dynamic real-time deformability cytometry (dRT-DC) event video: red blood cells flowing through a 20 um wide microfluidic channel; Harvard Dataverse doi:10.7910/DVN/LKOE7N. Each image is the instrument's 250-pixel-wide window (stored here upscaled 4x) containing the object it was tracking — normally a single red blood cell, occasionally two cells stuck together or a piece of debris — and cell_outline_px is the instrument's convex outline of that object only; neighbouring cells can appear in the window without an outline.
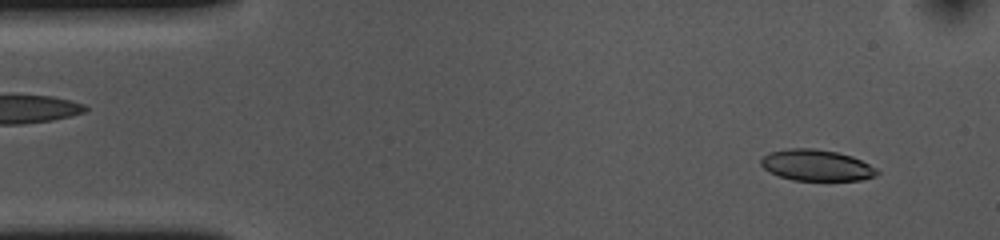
{"species": "common noctule bat (a hibernating species)", "species_latin": "Nyctalus noctula", "temperature_condition": "cold", "stored_images_in_passage": 52, "camera_frame_rate_fps": 3000, "um_per_image_px": 0.085, "animal": {"sex": "female", "body_mass_g": 10.0, "forearm_length_mm": 53.1}, "frame": {"image": 1, "passage_image": 3, "time_ms": 0.667, "image_size_px": [1000, 240], "cell_outline_px": [[880, 172], [876, 176], [860, 180], [792, 180], [768, 172], [760, 164], [760, 160], [764, 156], [772, 152], [788, 148], [812, 148], [836, 152], [852, 156], [876, 168]], "centroid_in_image_um": [69.4, 14.05], "position_along_channel_um": 15.6, "area_um2": 20.98}}
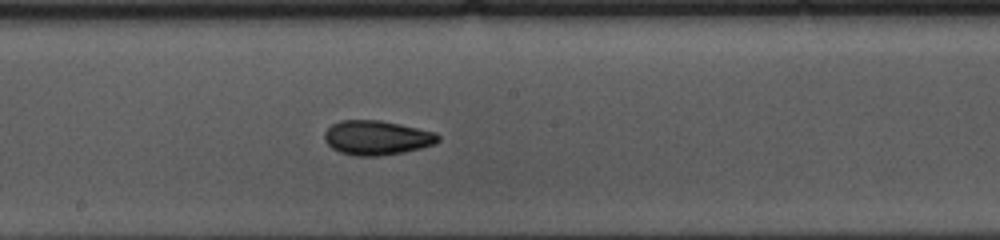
{"frame": {"image": 2, "passage_image": 26, "time_ms": 8.333, "image_size_px": [1000, 240], "cell_outline_px": [[440, 140], [436, 144], [404, 152], [380, 156], [356, 156], [340, 152], [332, 148], [324, 140], [324, 132], [332, 124], [340, 120], [380, 120], [400, 124], [436, 132], [440, 136]], "centroid_in_image_um": [32.04, 11.71], "position_along_channel_um": 216.2, "area_um2": 22.95}}
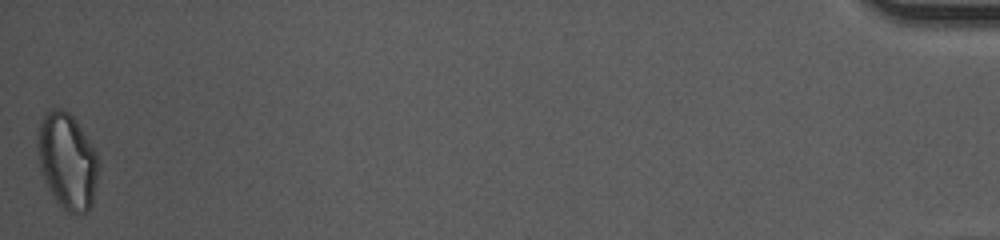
{"frame": {"image": 3, "passage_image": 52, "time_ms": 17.0, "image_size_px": [1000, 240], "cell_outline_px": [[100, 168], [92, 204], [88, 212], [68, 212], [56, 200], [48, 188], [40, 168], [36, 148], [36, 132], [40, 120], [44, 112], [52, 108], [60, 108], [68, 112], [72, 116], [96, 152], [100, 160]], "centroid_in_image_um": [5.7, 13.65], "position_along_channel_um": 429.5, "area_um2": 34.33}, "authors_computed_cell_mechanics": {"area_um2": 22.6287, "velocity_mm_per_s": 3.6508, "shape_relaxation_time_tau1_ms": 10.3679, "shape_relaxation_time_tau2_ms": 2.9374, "deformation_change_tau1": 0.1944, "deformation_change_tau2": 0.0866}}